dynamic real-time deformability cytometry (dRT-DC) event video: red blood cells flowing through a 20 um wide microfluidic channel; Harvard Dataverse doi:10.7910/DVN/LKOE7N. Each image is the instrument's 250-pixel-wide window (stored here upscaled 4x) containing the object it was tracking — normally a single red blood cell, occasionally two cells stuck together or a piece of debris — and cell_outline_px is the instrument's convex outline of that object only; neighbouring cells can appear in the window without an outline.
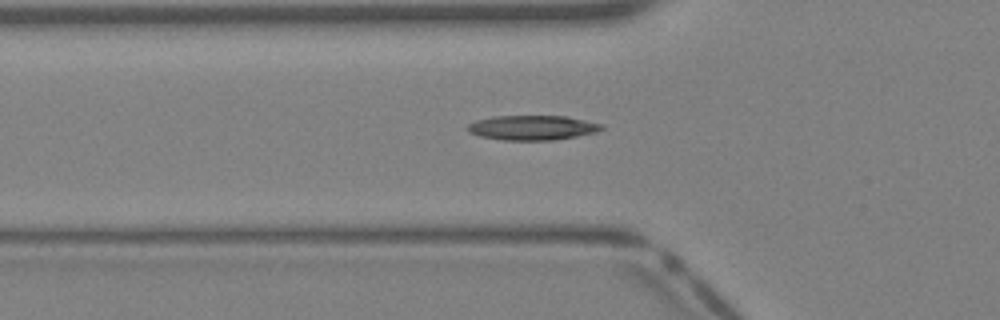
{"species": "Egyptian fruit bat (a non-hibernating species)", "species_latin": "Rousettus aegyptiacus", "temperature_condition": "warm", "stored_images_in_passage": 32, "camera_frame_rate_fps": 3000, "um_per_image_px": 0.085, "animal": {"sex": "female"}, "frame": {"image": 1, "passage_image": 9, "time_ms": 2.667, "image_size_px": [1000, 320], "cell_outline_px": [[604, 128], [596, 132], [576, 136], [552, 140], [500, 140], [480, 136], [468, 132], [464, 128], [468, 124], [476, 120], [496, 116], [564, 116], [604, 124]], "centroid_in_image_um": [45.21, 10.85], "position_along_channel_um": 80.6, "area_um2": 19.31}}
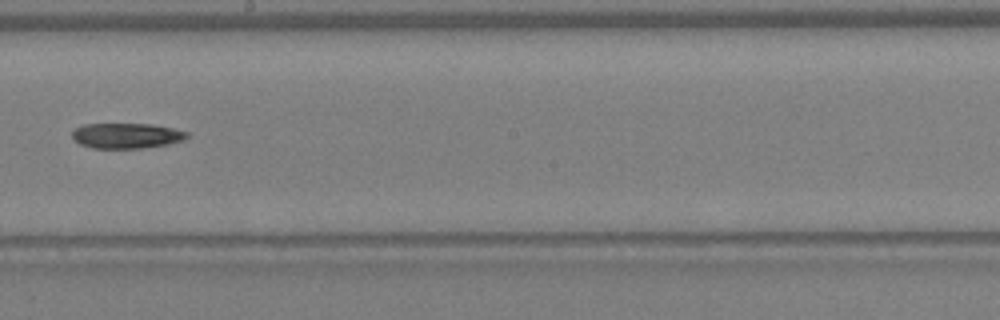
{"frame": {"image": 2, "passage_image": 18, "time_ms": 5.667, "image_size_px": [1000, 320], "cell_outline_px": [[188, 136], [184, 140], [168, 144], [140, 148], [92, 148], [80, 144], [72, 140], [72, 132], [76, 128], [84, 124], [152, 124], [172, 128], [188, 132]], "centroid_in_image_um": [10.73, 11.53], "position_along_channel_um": 237.5, "area_um2": 16.94}}
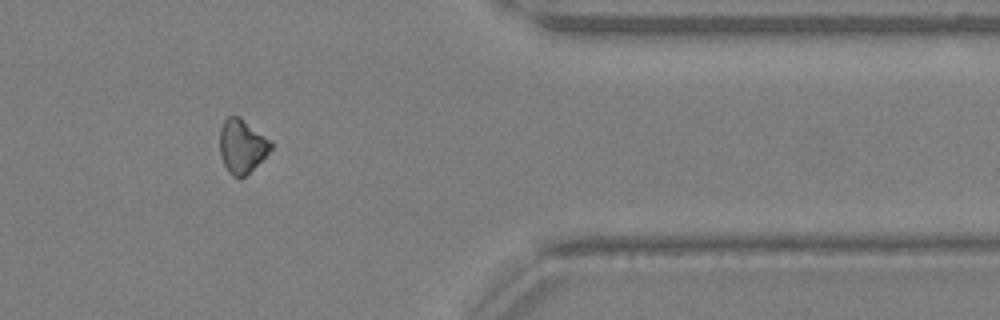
{"frame": {"image": 3, "passage_image": 28, "time_ms": 9.0, "image_size_px": [1000, 320], "cell_outline_px": [[272, 148], [240, 180], [232, 176], [228, 172], [220, 156], [220, 128], [224, 120], [228, 116], [240, 116], [272, 140]], "centroid_in_image_um": [20.55, 12.4], "position_along_channel_um": 390.8, "area_um2": 16.07}}